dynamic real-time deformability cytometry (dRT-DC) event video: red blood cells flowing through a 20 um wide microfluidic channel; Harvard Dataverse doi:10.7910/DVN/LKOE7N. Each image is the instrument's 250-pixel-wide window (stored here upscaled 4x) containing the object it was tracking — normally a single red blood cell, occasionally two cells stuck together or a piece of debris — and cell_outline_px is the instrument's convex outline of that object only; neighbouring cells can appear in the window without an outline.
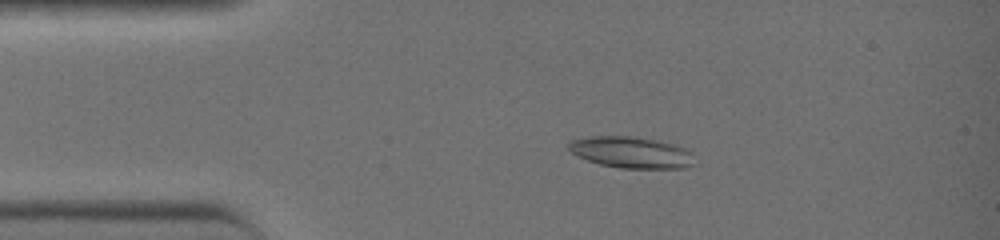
{"species": "common noctule bat (a hibernating species)", "species_latin": "Nyctalus noctula", "temperature_condition": "warm", "stored_images_in_passage": 42, "camera_frame_rate_fps": 3000, "um_per_image_px": 0.085, "animal": {"sex": "female", "body_mass_g": 19.0, "forearm_length_mm": 51.5}, "frame": {"image": 1, "passage_image": 8, "time_ms": 2.333, "image_size_px": [1000, 240], "cell_outline_px": [[692, 164], [684, 168], [620, 168], [600, 164], [576, 156], [568, 148], [568, 144], [572, 140], [588, 136], [632, 136], [656, 140], [676, 144], [692, 152]], "centroid_in_image_um": [53.63, 12.94], "position_along_channel_um": 31.4, "area_um2": 22.95}}
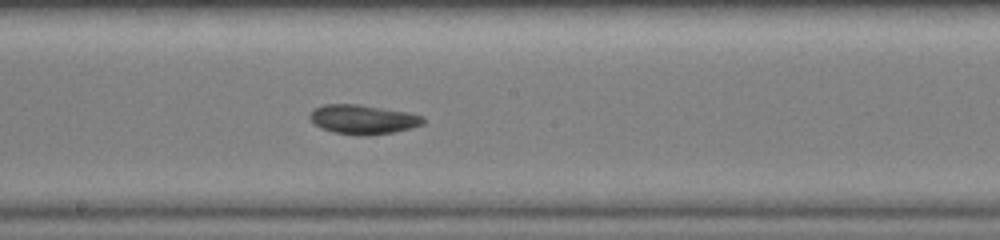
{"frame": {"image": 2, "passage_image": 23, "time_ms": 7.333, "image_size_px": [1000, 240], "cell_outline_px": [[424, 124], [412, 128], [392, 132], [368, 136], [360, 136], [332, 132], [320, 128], [312, 124], [308, 116], [312, 108], [324, 104], [360, 104], [408, 112], [424, 116]], "centroid_in_image_um": [30.81, 10.15], "position_along_channel_um": 217.4, "area_um2": 19.83}}
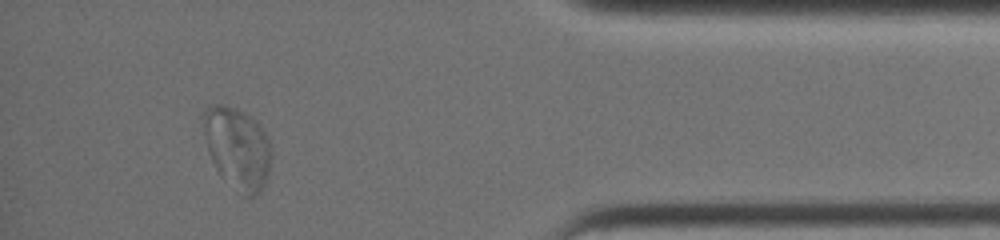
{"frame": {"image": 3, "passage_image": 38, "time_ms": 12.333, "image_size_px": [1000, 240], "cell_outline_px": [[272, 152], [268, 172], [264, 184], [260, 192], [256, 196], [244, 196], [220, 176], [208, 152], [200, 120], [200, 116], [212, 104], [224, 104], [236, 108], [252, 116], [256, 120], [268, 136]], "centroid_in_image_um": [20.16, 12.55], "position_along_channel_um": 415.0, "area_um2": 32.83}, "authors_computed_cell_mechanics": {"area_um2": 22.2241, "velocity_mm_per_s": 4.5339, "shape_relaxation_time_tau1_ms": 9.5244, "shape_relaxation_time_tau2_ms": null, "deformation_change_tau1": 0.2551, "deformation_change_tau2": null}}